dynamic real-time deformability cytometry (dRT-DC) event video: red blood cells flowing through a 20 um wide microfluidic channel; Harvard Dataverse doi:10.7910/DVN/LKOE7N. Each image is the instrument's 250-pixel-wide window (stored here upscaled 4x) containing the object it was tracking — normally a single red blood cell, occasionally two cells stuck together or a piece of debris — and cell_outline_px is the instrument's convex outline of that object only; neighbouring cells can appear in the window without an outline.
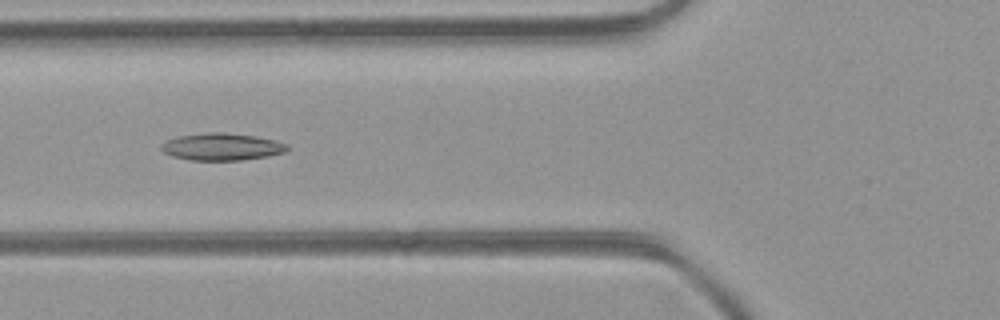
{"species": "common noctule bat (a hibernating species)", "species_latin": "Nyctalus noctula", "temperature_condition": "room temperature", "stored_images_in_passage": 6, "camera_frame_rate_fps": 3000, "um_per_image_px": 0.085, "animal": {"sex": "female", "body_mass_g": 21.9}, "frame": {"image": 1, "passage_image": 5, "time_ms": 1.333, "image_size_px": [1000, 320], "cell_outline_px": [[288, 148], [284, 152], [268, 156], [240, 160], [192, 160], [172, 156], [164, 152], [160, 148], [160, 144], [168, 140], [180, 136], [208, 132], [224, 132], [252, 136], [272, 140], [288, 144]], "centroid_in_image_um": [18.83, 12.48], "position_along_channel_um": 107.0, "area_um2": 19.65}}
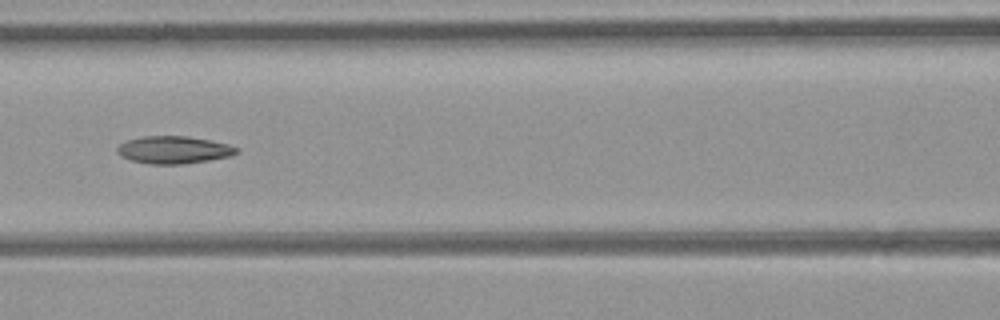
{"frame": {"image": 2, "passage_image": 6, "time_ms": 1.667, "image_size_px": [1000, 320], "cell_outline_px": [[240, 148], [232, 156], [208, 160], [180, 164], [148, 164], [132, 160], [120, 156], [116, 152], [116, 148], [124, 140], [144, 136], [188, 136], [228, 144]], "centroid_in_image_um": [14.73, 12.73], "position_along_channel_um": 151.9, "area_um2": 19.13}}